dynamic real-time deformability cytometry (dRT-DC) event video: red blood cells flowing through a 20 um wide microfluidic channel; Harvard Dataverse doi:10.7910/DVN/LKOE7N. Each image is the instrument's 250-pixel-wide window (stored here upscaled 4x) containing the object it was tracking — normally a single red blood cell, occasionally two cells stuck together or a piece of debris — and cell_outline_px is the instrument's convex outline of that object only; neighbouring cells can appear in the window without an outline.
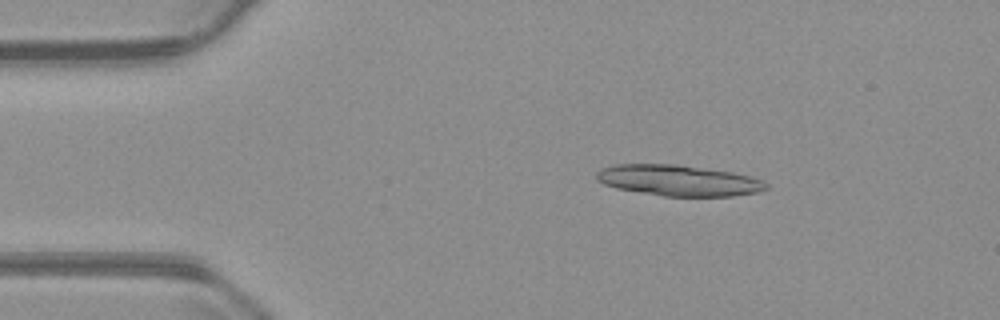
{"species": "common noctule bat (a hibernating species)", "species_latin": "Nyctalus noctula", "temperature_condition": "warm", "stored_images_in_passage": 29, "camera_frame_rate_fps": 3000, "um_per_image_px": 0.085, "animal": {"sex": "male", "body_mass_g": 23.1, "forearm_length_mm": 52.7}, "frame": {"image": 1, "passage_image": 9, "time_ms": 2.667, "image_size_px": [1000, 320], "cell_outline_px": [[768, 188], [760, 192], [732, 196], [664, 196], [616, 188], [604, 184], [596, 180], [596, 172], [600, 168], [612, 164], [676, 164], [732, 172], [764, 180], [768, 184]], "centroid_in_image_um": [57.66, 15.33], "position_along_channel_um": 27.3, "area_um2": 30.69}}